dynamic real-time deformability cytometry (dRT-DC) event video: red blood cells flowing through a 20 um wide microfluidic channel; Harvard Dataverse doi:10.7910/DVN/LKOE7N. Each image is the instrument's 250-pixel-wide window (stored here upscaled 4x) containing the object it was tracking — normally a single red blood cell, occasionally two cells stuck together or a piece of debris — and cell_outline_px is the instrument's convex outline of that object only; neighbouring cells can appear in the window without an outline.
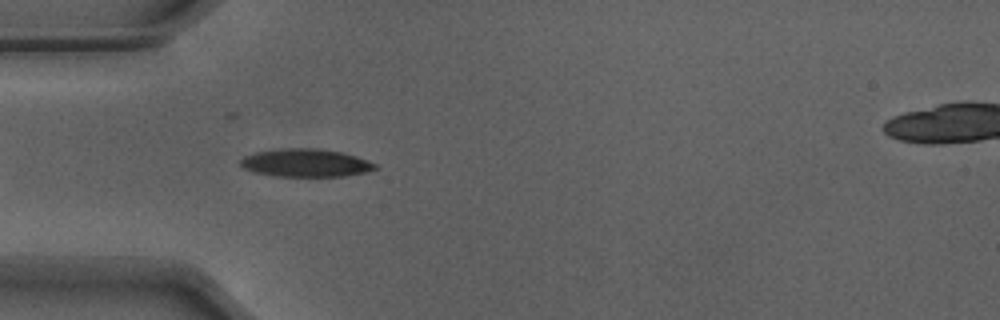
{"species": "Egyptian fruit bat (a non-hibernating species)", "species_latin": "Rousettus aegyptiacus", "temperature_condition": "warm", "stored_images_in_passage": 24, "camera_frame_rate_fps": 3000, "um_per_image_px": 0.085, "animal": {"sex": "male"}, "frame": {"image": 1, "passage_image": 4, "time_ms": 1.0, "image_size_px": [1000, 320], "cell_outline_px": [[376, 168], [364, 172], [344, 176], [276, 176], [252, 172], [244, 168], [240, 164], [240, 160], [244, 156], [256, 152], [280, 148], [316, 148], [340, 152], [356, 156], [376, 164]], "centroid_in_image_um": [25.93, 13.84], "position_along_channel_um": 59.1, "area_um2": 21.79}}
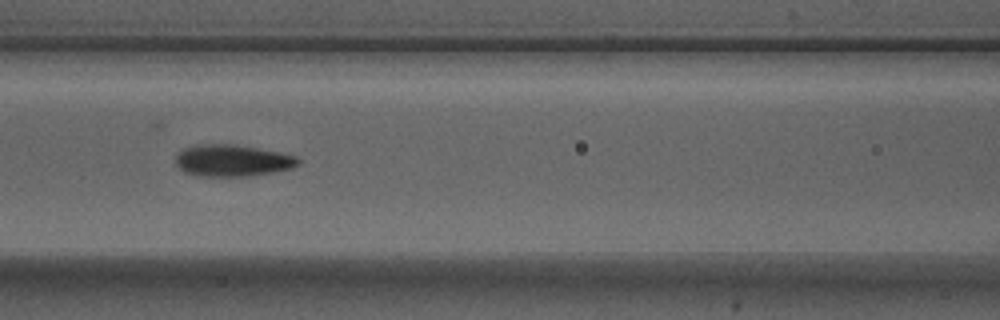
{"frame": {"image": 2, "passage_image": 11, "time_ms": 3.333, "image_size_px": [1000, 320], "cell_outline_px": [[300, 164], [292, 168], [272, 172], [248, 176], [196, 176], [184, 172], [176, 164], [176, 156], [184, 148], [196, 144], [236, 144], [280, 152], [296, 156], [300, 160]], "centroid_in_image_um": [19.75, 13.64], "position_along_channel_um": 146.8, "area_um2": 22.77}}
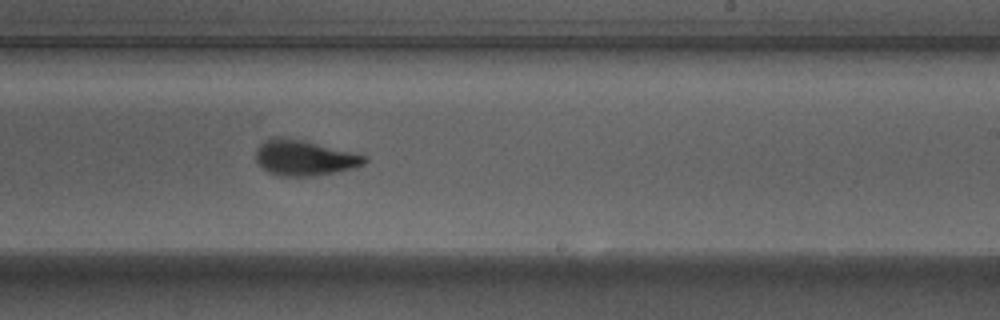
{"frame": {"image": 3, "passage_image": 20, "time_ms": 6.333, "image_size_px": [1000, 320], "cell_outline_px": [[368, 160], [364, 164], [356, 168], [312, 176], [280, 176], [268, 172], [256, 160], [256, 148], [264, 140], [272, 136], [280, 136], [300, 140], [368, 156]], "centroid_in_image_um": [25.85, 13.41], "position_along_channel_um": 263.1, "area_um2": 22.31}}